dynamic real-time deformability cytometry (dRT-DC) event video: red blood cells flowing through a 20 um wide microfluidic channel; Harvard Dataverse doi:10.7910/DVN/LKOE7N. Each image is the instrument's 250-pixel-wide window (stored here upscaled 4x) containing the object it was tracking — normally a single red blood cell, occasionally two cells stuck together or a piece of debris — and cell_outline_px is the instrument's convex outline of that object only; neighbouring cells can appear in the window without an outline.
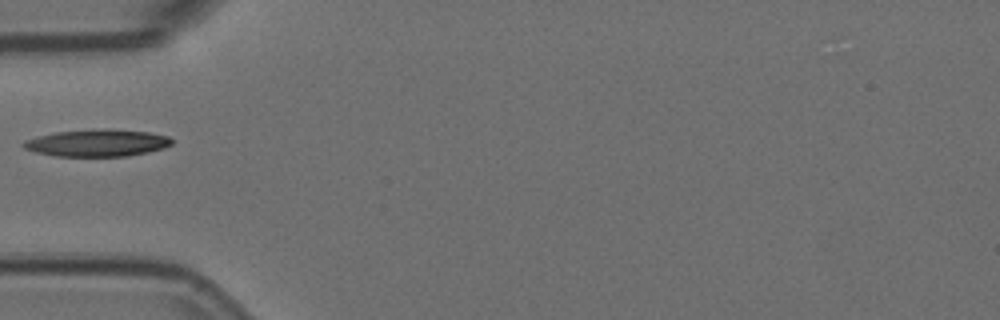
{"species": "Egyptian fruit bat (a non-hibernating species)", "species_latin": "Rousettus aegyptiacus", "temperature_condition": "room temperature", "stored_images_in_passage": 5, "camera_frame_rate_fps": 3000, "um_per_image_px": 0.085, "animal": {"sex": "female"}, "frame": {"image": 1, "passage_image": 4, "time_ms": 1.0, "image_size_px": [1000, 320], "cell_outline_px": [[172, 144], [164, 148], [148, 152], [128, 156], [56, 156], [36, 152], [24, 148], [20, 144], [24, 140], [56, 132], [104, 128], [148, 132], [168, 136], [172, 140]], "centroid_in_image_um": [8.27, 12.15], "position_along_channel_um": 76.7, "area_um2": 23.35}}
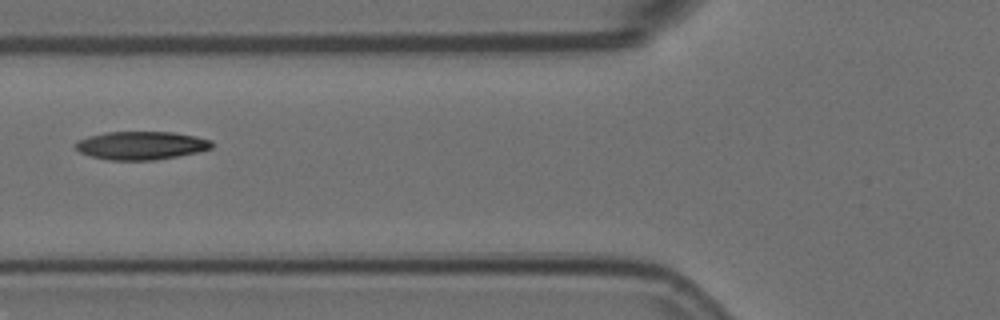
{"frame": {"image": 2, "passage_image": 5, "time_ms": 1.333, "image_size_px": [1000, 320], "cell_outline_px": [[212, 148], [196, 152], [156, 160], [108, 160], [92, 156], [80, 152], [72, 144], [76, 140], [88, 136], [104, 132], [172, 132], [196, 136], [212, 140]], "centroid_in_image_um": [11.95, 12.36], "position_along_channel_um": 113.8, "area_um2": 22.48}}